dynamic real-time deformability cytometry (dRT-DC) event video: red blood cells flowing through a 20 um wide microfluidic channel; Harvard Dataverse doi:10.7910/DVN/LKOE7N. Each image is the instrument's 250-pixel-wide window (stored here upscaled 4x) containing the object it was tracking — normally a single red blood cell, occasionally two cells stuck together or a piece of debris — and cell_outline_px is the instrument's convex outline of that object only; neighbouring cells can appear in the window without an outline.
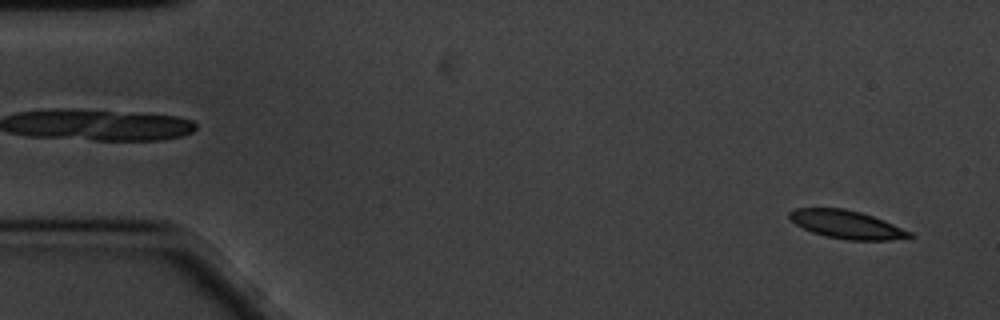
{"species": "common noctule bat (a hibernating species)", "species_latin": "Nyctalus noctula", "temperature_condition": "cold", "stored_images_in_passage": 59, "camera_frame_rate_fps": 3000, "um_per_image_px": 0.085, "animal": {"sex": "male", "body_mass_g": 20.1, "forearm_length_mm": 53.5}, "frame": {"image": 1, "passage_image": 3, "time_ms": 0.667, "image_size_px": [1000, 320], "cell_outline_px": [[916, 236], [888, 240], [848, 240], [824, 236], [812, 232], [796, 224], [788, 216], [788, 212], [796, 208], [844, 208], [860, 212], [884, 220], [912, 232]], "centroid_in_image_um": [71.97, 19.08], "position_along_channel_um": 13.0, "area_um2": 19.65}}
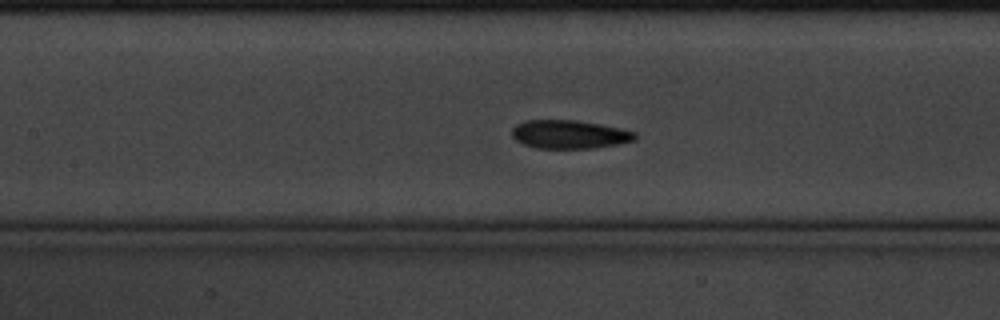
{"frame": {"image": 2, "passage_image": 26, "time_ms": 8.333, "image_size_px": [1000, 320], "cell_outline_px": [[636, 140], [616, 144], [592, 148], [536, 148], [524, 144], [516, 140], [512, 136], [512, 128], [516, 124], [524, 120], [576, 120], [600, 124], [620, 128], [636, 132]], "centroid_in_image_um": [48.38, 11.41], "position_along_channel_um": 159.0, "area_um2": 20.4}}
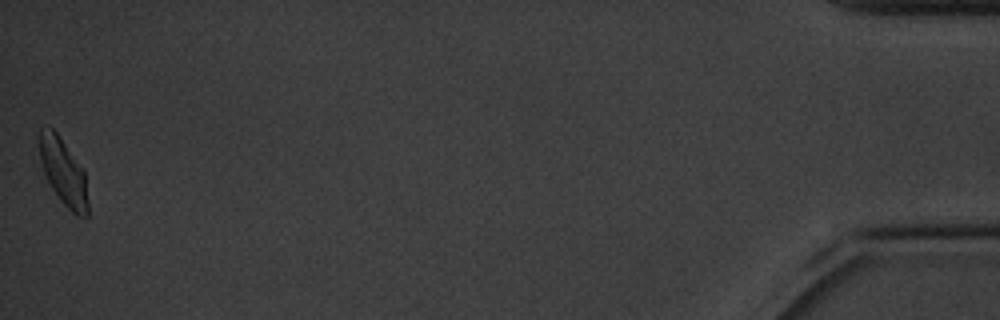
{"frame": {"image": 3, "passage_image": 59, "time_ms": 19.333, "image_size_px": [1000, 320], "cell_outline_px": [[88, 216], [76, 216], [60, 200], [44, 176], [40, 160], [36, 136], [40, 128], [48, 124], [60, 136], [84, 168], [88, 200]], "centroid_in_image_um": [5.35, 14.54], "position_along_channel_um": 429.9, "area_um2": 19.59}, "authors_computed_cell_mechanics": {"area_um2": 20.2878, "velocity_mm_per_s": 3.3321, "shape_relaxation_time_tau1_ms": 2.7976, "shape_relaxation_time_tau2_ms": 2.841, "deformation_change_tau1": 0.0864, "deformation_change_tau2": 0.0776}}